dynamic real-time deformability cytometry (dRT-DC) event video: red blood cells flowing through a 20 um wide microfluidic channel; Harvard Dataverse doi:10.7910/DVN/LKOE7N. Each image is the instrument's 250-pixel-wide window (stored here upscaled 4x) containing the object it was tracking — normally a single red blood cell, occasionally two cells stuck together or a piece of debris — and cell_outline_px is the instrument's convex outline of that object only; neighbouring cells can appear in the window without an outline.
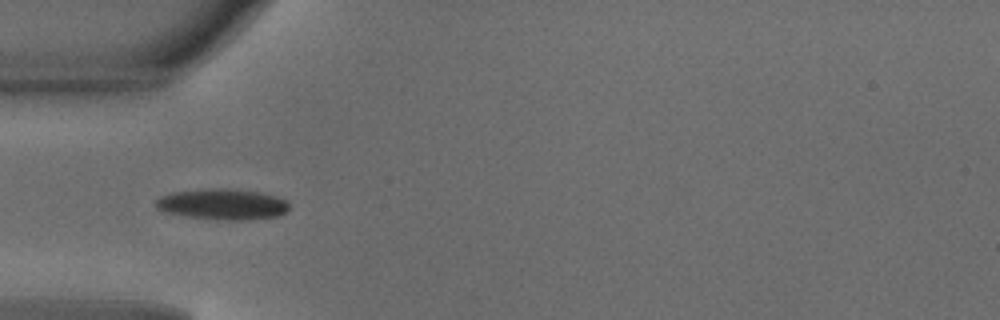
{"species": "common noctule bat (a hibernating species)", "species_latin": "Nyctalus noctula", "temperature_condition": "warm", "stored_images_in_passage": 31, "camera_frame_rate_fps": 3000, "um_per_image_px": 0.085, "animal": {"sex": "male", "body_mass_g": 18.8}, "frame": {"image": 1, "passage_image": 1, "time_ms": 0.0, "image_size_px": [1000, 320], "cell_outline_px": [[288, 208], [280, 216], [248, 220], [212, 220], [184, 216], [164, 212], [156, 208], [156, 200], [160, 196], [172, 192], [200, 188], [232, 188], [260, 192], [276, 196], [284, 200], [288, 204]], "centroid_in_image_um": [18.87, 17.36], "position_along_channel_um": 66.1, "area_um2": 24.45}}
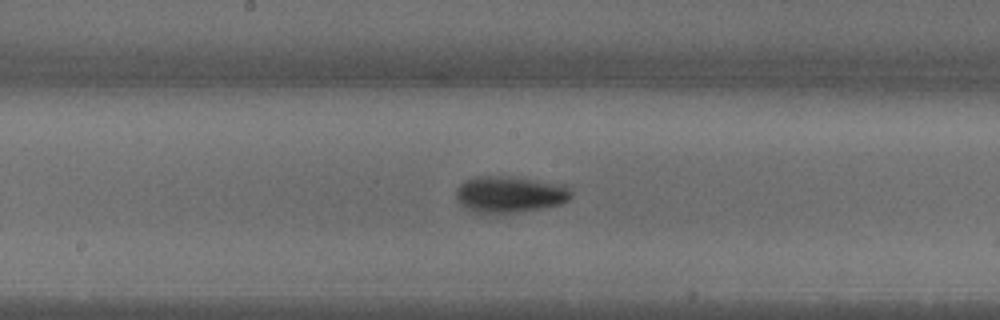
{"frame": {"image": 2, "passage_image": 11, "time_ms": 3.333, "image_size_px": [1000, 320], "cell_outline_px": [[572, 196], [568, 200], [560, 204], [540, 208], [516, 212], [476, 212], [464, 208], [456, 200], [456, 188], [464, 180], [476, 176], [520, 176], [564, 184], [572, 192]], "centroid_in_image_um": [43.32, 16.48], "position_along_channel_um": 204.9, "area_um2": 24.74}}
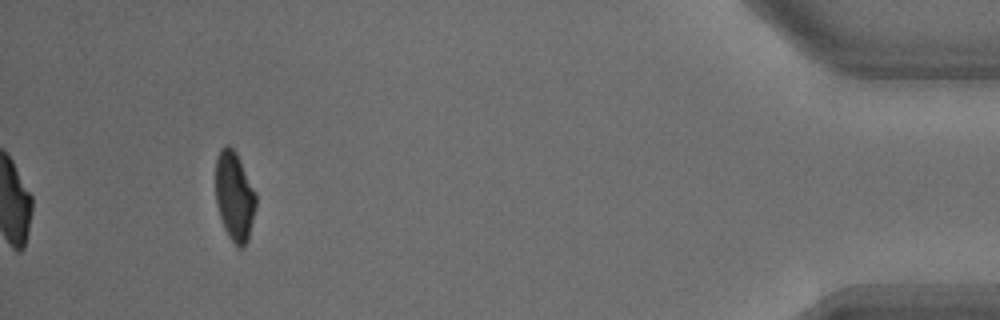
{"frame": {"image": 3, "passage_image": 31, "time_ms": 10.0, "image_size_px": [1000, 320], "cell_outline_px": [[256, 208], [248, 240], [240, 248], [236, 248], [228, 236], [224, 228], [216, 204], [216, 156], [220, 148], [224, 144], [228, 144], [236, 152], [256, 192]], "centroid_in_image_um": [19.93, 16.67], "position_along_channel_um": 415.3, "area_um2": 21.21}, "authors_computed_cell_mechanics": {"area_um2": 23.409, "velocity_mm_per_s": 4.148, "shape_relaxation_time_tau1_ms": 2.7502, "shape_relaxation_time_tau2_ms": 5.6022, "deformation_change_tau1": 0.1473, "deformation_change_tau2": 0.0977}}